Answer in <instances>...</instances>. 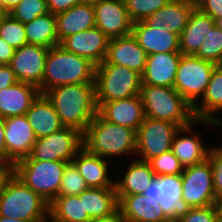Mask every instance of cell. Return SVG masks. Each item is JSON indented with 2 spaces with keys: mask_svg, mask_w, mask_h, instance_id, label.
I'll return each mask as SVG.
<instances>
[{
  "mask_svg": "<svg viewBox=\"0 0 222 222\" xmlns=\"http://www.w3.org/2000/svg\"><path fill=\"white\" fill-rule=\"evenodd\" d=\"M170 0H124L128 16L134 23L164 7Z\"/></svg>",
  "mask_w": 222,
  "mask_h": 222,
  "instance_id": "74e56055",
  "label": "cell"
},
{
  "mask_svg": "<svg viewBox=\"0 0 222 222\" xmlns=\"http://www.w3.org/2000/svg\"><path fill=\"white\" fill-rule=\"evenodd\" d=\"M89 188H115V182L108 176V161L89 153L84 147L71 161Z\"/></svg>",
  "mask_w": 222,
  "mask_h": 222,
  "instance_id": "d4e9b609",
  "label": "cell"
},
{
  "mask_svg": "<svg viewBox=\"0 0 222 222\" xmlns=\"http://www.w3.org/2000/svg\"><path fill=\"white\" fill-rule=\"evenodd\" d=\"M125 171L121 181L115 182L117 196L143 194L156 178L150 164L137 158Z\"/></svg>",
  "mask_w": 222,
  "mask_h": 222,
  "instance_id": "83f0119b",
  "label": "cell"
},
{
  "mask_svg": "<svg viewBox=\"0 0 222 222\" xmlns=\"http://www.w3.org/2000/svg\"><path fill=\"white\" fill-rule=\"evenodd\" d=\"M12 174H13L12 168L0 165V197L2 195L6 182L8 181V179Z\"/></svg>",
  "mask_w": 222,
  "mask_h": 222,
  "instance_id": "7dc6e473",
  "label": "cell"
},
{
  "mask_svg": "<svg viewBox=\"0 0 222 222\" xmlns=\"http://www.w3.org/2000/svg\"><path fill=\"white\" fill-rule=\"evenodd\" d=\"M139 95L146 117L168 121L179 127L187 126L193 122L219 125L209 120H196L193 106L174 88L141 84Z\"/></svg>",
  "mask_w": 222,
  "mask_h": 222,
  "instance_id": "3957f363",
  "label": "cell"
},
{
  "mask_svg": "<svg viewBox=\"0 0 222 222\" xmlns=\"http://www.w3.org/2000/svg\"><path fill=\"white\" fill-rule=\"evenodd\" d=\"M88 185L80 175L76 166L70 162L65 166L58 196L79 195L88 189Z\"/></svg>",
  "mask_w": 222,
  "mask_h": 222,
  "instance_id": "8d00e7d4",
  "label": "cell"
},
{
  "mask_svg": "<svg viewBox=\"0 0 222 222\" xmlns=\"http://www.w3.org/2000/svg\"><path fill=\"white\" fill-rule=\"evenodd\" d=\"M84 212L91 220L111 215L118 209L116 188H88L79 194Z\"/></svg>",
  "mask_w": 222,
  "mask_h": 222,
  "instance_id": "4dcf8cb0",
  "label": "cell"
},
{
  "mask_svg": "<svg viewBox=\"0 0 222 222\" xmlns=\"http://www.w3.org/2000/svg\"><path fill=\"white\" fill-rule=\"evenodd\" d=\"M193 124L194 122L187 126L180 127L172 140L171 150L184 168L203 163L208 159L210 151V148L208 149L203 146L199 135L179 137V134L182 133L192 134L191 127Z\"/></svg>",
  "mask_w": 222,
  "mask_h": 222,
  "instance_id": "4316f807",
  "label": "cell"
},
{
  "mask_svg": "<svg viewBox=\"0 0 222 222\" xmlns=\"http://www.w3.org/2000/svg\"><path fill=\"white\" fill-rule=\"evenodd\" d=\"M14 71L8 64H0V90L17 83Z\"/></svg>",
  "mask_w": 222,
  "mask_h": 222,
  "instance_id": "f6af8a7d",
  "label": "cell"
},
{
  "mask_svg": "<svg viewBox=\"0 0 222 222\" xmlns=\"http://www.w3.org/2000/svg\"><path fill=\"white\" fill-rule=\"evenodd\" d=\"M49 220H45V222H55L53 219H51L50 217L48 218Z\"/></svg>",
  "mask_w": 222,
  "mask_h": 222,
  "instance_id": "9f6ffc18",
  "label": "cell"
},
{
  "mask_svg": "<svg viewBox=\"0 0 222 222\" xmlns=\"http://www.w3.org/2000/svg\"><path fill=\"white\" fill-rule=\"evenodd\" d=\"M143 195L156 200L165 215L174 222L182 211V177L181 175L157 176Z\"/></svg>",
  "mask_w": 222,
  "mask_h": 222,
  "instance_id": "5bb4252c",
  "label": "cell"
},
{
  "mask_svg": "<svg viewBox=\"0 0 222 222\" xmlns=\"http://www.w3.org/2000/svg\"><path fill=\"white\" fill-rule=\"evenodd\" d=\"M95 68L96 65L89 59L56 45L49 48L43 80L38 89L45 94L60 85L95 83Z\"/></svg>",
  "mask_w": 222,
  "mask_h": 222,
  "instance_id": "7a4b0ae2",
  "label": "cell"
},
{
  "mask_svg": "<svg viewBox=\"0 0 222 222\" xmlns=\"http://www.w3.org/2000/svg\"><path fill=\"white\" fill-rule=\"evenodd\" d=\"M22 0H0V7L8 13L15 6H17Z\"/></svg>",
  "mask_w": 222,
  "mask_h": 222,
  "instance_id": "681fc988",
  "label": "cell"
},
{
  "mask_svg": "<svg viewBox=\"0 0 222 222\" xmlns=\"http://www.w3.org/2000/svg\"><path fill=\"white\" fill-rule=\"evenodd\" d=\"M0 222H27V221H22V220H18V219H12V218H7L4 216H0Z\"/></svg>",
  "mask_w": 222,
  "mask_h": 222,
  "instance_id": "816d5d0a",
  "label": "cell"
},
{
  "mask_svg": "<svg viewBox=\"0 0 222 222\" xmlns=\"http://www.w3.org/2000/svg\"><path fill=\"white\" fill-rule=\"evenodd\" d=\"M105 0H82L83 3H88L89 5H96Z\"/></svg>",
  "mask_w": 222,
  "mask_h": 222,
  "instance_id": "f5cc1de1",
  "label": "cell"
},
{
  "mask_svg": "<svg viewBox=\"0 0 222 222\" xmlns=\"http://www.w3.org/2000/svg\"><path fill=\"white\" fill-rule=\"evenodd\" d=\"M214 24H215L216 27H218L219 29L222 30V17H219V18L215 19Z\"/></svg>",
  "mask_w": 222,
  "mask_h": 222,
  "instance_id": "db71d44e",
  "label": "cell"
},
{
  "mask_svg": "<svg viewBox=\"0 0 222 222\" xmlns=\"http://www.w3.org/2000/svg\"><path fill=\"white\" fill-rule=\"evenodd\" d=\"M49 206L47 201L12 174L0 197V216L45 222L49 218Z\"/></svg>",
  "mask_w": 222,
  "mask_h": 222,
  "instance_id": "5b68a950",
  "label": "cell"
},
{
  "mask_svg": "<svg viewBox=\"0 0 222 222\" xmlns=\"http://www.w3.org/2000/svg\"><path fill=\"white\" fill-rule=\"evenodd\" d=\"M174 222H219L216 205L182 209Z\"/></svg>",
  "mask_w": 222,
  "mask_h": 222,
  "instance_id": "ab89813d",
  "label": "cell"
},
{
  "mask_svg": "<svg viewBox=\"0 0 222 222\" xmlns=\"http://www.w3.org/2000/svg\"><path fill=\"white\" fill-rule=\"evenodd\" d=\"M98 113L108 122L138 130L145 119L140 95L109 102H96Z\"/></svg>",
  "mask_w": 222,
  "mask_h": 222,
  "instance_id": "2e32d148",
  "label": "cell"
},
{
  "mask_svg": "<svg viewBox=\"0 0 222 222\" xmlns=\"http://www.w3.org/2000/svg\"><path fill=\"white\" fill-rule=\"evenodd\" d=\"M195 8V3L188 0H170L164 7L149 15L144 21L154 29L164 27L168 32L180 37Z\"/></svg>",
  "mask_w": 222,
  "mask_h": 222,
  "instance_id": "ffe728a7",
  "label": "cell"
},
{
  "mask_svg": "<svg viewBox=\"0 0 222 222\" xmlns=\"http://www.w3.org/2000/svg\"><path fill=\"white\" fill-rule=\"evenodd\" d=\"M27 43L51 48L59 45L56 16L52 13L41 15L24 24Z\"/></svg>",
  "mask_w": 222,
  "mask_h": 222,
  "instance_id": "1f68e13d",
  "label": "cell"
},
{
  "mask_svg": "<svg viewBox=\"0 0 222 222\" xmlns=\"http://www.w3.org/2000/svg\"><path fill=\"white\" fill-rule=\"evenodd\" d=\"M6 118L0 116V165L9 168L14 167L15 161L7 154L6 143L4 139Z\"/></svg>",
  "mask_w": 222,
  "mask_h": 222,
  "instance_id": "7bdbcfd3",
  "label": "cell"
},
{
  "mask_svg": "<svg viewBox=\"0 0 222 222\" xmlns=\"http://www.w3.org/2000/svg\"><path fill=\"white\" fill-rule=\"evenodd\" d=\"M109 40L99 28L93 27L64 38L59 45L97 66L105 60Z\"/></svg>",
  "mask_w": 222,
  "mask_h": 222,
  "instance_id": "9a60e30c",
  "label": "cell"
},
{
  "mask_svg": "<svg viewBox=\"0 0 222 222\" xmlns=\"http://www.w3.org/2000/svg\"><path fill=\"white\" fill-rule=\"evenodd\" d=\"M216 206L218 209L219 222H222V197L217 199Z\"/></svg>",
  "mask_w": 222,
  "mask_h": 222,
  "instance_id": "f907efd6",
  "label": "cell"
},
{
  "mask_svg": "<svg viewBox=\"0 0 222 222\" xmlns=\"http://www.w3.org/2000/svg\"><path fill=\"white\" fill-rule=\"evenodd\" d=\"M83 147L102 158L136 154L137 131L108 122L98 113L83 133Z\"/></svg>",
  "mask_w": 222,
  "mask_h": 222,
  "instance_id": "277c9868",
  "label": "cell"
},
{
  "mask_svg": "<svg viewBox=\"0 0 222 222\" xmlns=\"http://www.w3.org/2000/svg\"><path fill=\"white\" fill-rule=\"evenodd\" d=\"M6 15V12L0 7V22L1 19Z\"/></svg>",
  "mask_w": 222,
  "mask_h": 222,
  "instance_id": "11a10c76",
  "label": "cell"
},
{
  "mask_svg": "<svg viewBox=\"0 0 222 222\" xmlns=\"http://www.w3.org/2000/svg\"><path fill=\"white\" fill-rule=\"evenodd\" d=\"M214 26V20L209 15L195 8L179 37L180 52L184 55H195L207 32Z\"/></svg>",
  "mask_w": 222,
  "mask_h": 222,
  "instance_id": "f546056e",
  "label": "cell"
},
{
  "mask_svg": "<svg viewBox=\"0 0 222 222\" xmlns=\"http://www.w3.org/2000/svg\"><path fill=\"white\" fill-rule=\"evenodd\" d=\"M188 1L196 3L198 0H188Z\"/></svg>",
  "mask_w": 222,
  "mask_h": 222,
  "instance_id": "6f0895ef",
  "label": "cell"
},
{
  "mask_svg": "<svg viewBox=\"0 0 222 222\" xmlns=\"http://www.w3.org/2000/svg\"><path fill=\"white\" fill-rule=\"evenodd\" d=\"M202 102L193 106L194 117L196 120H209L222 125L220 118L215 116V112L222 111V65H216L213 69L211 79Z\"/></svg>",
  "mask_w": 222,
  "mask_h": 222,
  "instance_id": "f1b7e54d",
  "label": "cell"
},
{
  "mask_svg": "<svg viewBox=\"0 0 222 222\" xmlns=\"http://www.w3.org/2000/svg\"><path fill=\"white\" fill-rule=\"evenodd\" d=\"M181 56V52H160L147 55L145 69L141 75V84L174 88Z\"/></svg>",
  "mask_w": 222,
  "mask_h": 222,
  "instance_id": "ac0fdd59",
  "label": "cell"
},
{
  "mask_svg": "<svg viewBox=\"0 0 222 222\" xmlns=\"http://www.w3.org/2000/svg\"><path fill=\"white\" fill-rule=\"evenodd\" d=\"M182 177V209L216 205L213 188L211 163H203L184 168Z\"/></svg>",
  "mask_w": 222,
  "mask_h": 222,
  "instance_id": "30bf717a",
  "label": "cell"
},
{
  "mask_svg": "<svg viewBox=\"0 0 222 222\" xmlns=\"http://www.w3.org/2000/svg\"><path fill=\"white\" fill-rule=\"evenodd\" d=\"M148 163L156 177L164 175H181L184 170V167L181 165L172 150L153 157L148 161Z\"/></svg>",
  "mask_w": 222,
  "mask_h": 222,
  "instance_id": "f35d334b",
  "label": "cell"
},
{
  "mask_svg": "<svg viewBox=\"0 0 222 222\" xmlns=\"http://www.w3.org/2000/svg\"><path fill=\"white\" fill-rule=\"evenodd\" d=\"M216 64L195 55L182 54L178 64L174 89L194 106L205 93Z\"/></svg>",
  "mask_w": 222,
  "mask_h": 222,
  "instance_id": "ba28073f",
  "label": "cell"
},
{
  "mask_svg": "<svg viewBox=\"0 0 222 222\" xmlns=\"http://www.w3.org/2000/svg\"><path fill=\"white\" fill-rule=\"evenodd\" d=\"M195 56L222 65V30L214 26L207 32Z\"/></svg>",
  "mask_w": 222,
  "mask_h": 222,
  "instance_id": "836d02e7",
  "label": "cell"
},
{
  "mask_svg": "<svg viewBox=\"0 0 222 222\" xmlns=\"http://www.w3.org/2000/svg\"><path fill=\"white\" fill-rule=\"evenodd\" d=\"M195 6L200 12L209 15L213 20L222 17V0H198Z\"/></svg>",
  "mask_w": 222,
  "mask_h": 222,
  "instance_id": "b9f144b4",
  "label": "cell"
},
{
  "mask_svg": "<svg viewBox=\"0 0 222 222\" xmlns=\"http://www.w3.org/2000/svg\"><path fill=\"white\" fill-rule=\"evenodd\" d=\"M141 83V75L125 66L99 64L95 68L96 102H109L139 95Z\"/></svg>",
  "mask_w": 222,
  "mask_h": 222,
  "instance_id": "52a82bcc",
  "label": "cell"
},
{
  "mask_svg": "<svg viewBox=\"0 0 222 222\" xmlns=\"http://www.w3.org/2000/svg\"><path fill=\"white\" fill-rule=\"evenodd\" d=\"M95 27L110 40L132 34L130 20L124 0H105L94 5Z\"/></svg>",
  "mask_w": 222,
  "mask_h": 222,
  "instance_id": "4fadbf2b",
  "label": "cell"
},
{
  "mask_svg": "<svg viewBox=\"0 0 222 222\" xmlns=\"http://www.w3.org/2000/svg\"><path fill=\"white\" fill-rule=\"evenodd\" d=\"M180 127L168 121L145 117L137 130L136 155L140 160L148 162L172 149V140Z\"/></svg>",
  "mask_w": 222,
  "mask_h": 222,
  "instance_id": "8fae6325",
  "label": "cell"
},
{
  "mask_svg": "<svg viewBox=\"0 0 222 222\" xmlns=\"http://www.w3.org/2000/svg\"><path fill=\"white\" fill-rule=\"evenodd\" d=\"M79 3H82V0H47L48 10L54 15L64 12Z\"/></svg>",
  "mask_w": 222,
  "mask_h": 222,
  "instance_id": "ee69618b",
  "label": "cell"
},
{
  "mask_svg": "<svg viewBox=\"0 0 222 222\" xmlns=\"http://www.w3.org/2000/svg\"><path fill=\"white\" fill-rule=\"evenodd\" d=\"M45 95L52 102L64 127L84 133L98 114L95 83L60 85L48 90Z\"/></svg>",
  "mask_w": 222,
  "mask_h": 222,
  "instance_id": "6da1fadb",
  "label": "cell"
},
{
  "mask_svg": "<svg viewBox=\"0 0 222 222\" xmlns=\"http://www.w3.org/2000/svg\"><path fill=\"white\" fill-rule=\"evenodd\" d=\"M118 209L126 222H172L156 200L143 194L117 196Z\"/></svg>",
  "mask_w": 222,
  "mask_h": 222,
  "instance_id": "44dd1931",
  "label": "cell"
},
{
  "mask_svg": "<svg viewBox=\"0 0 222 222\" xmlns=\"http://www.w3.org/2000/svg\"><path fill=\"white\" fill-rule=\"evenodd\" d=\"M15 49L0 37V64H9Z\"/></svg>",
  "mask_w": 222,
  "mask_h": 222,
  "instance_id": "bcb514c9",
  "label": "cell"
},
{
  "mask_svg": "<svg viewBox=\"0 0 222 222\" xmlns=\"http://www.w3.org/2000/svg\"><path fill=\"white\" fill-rule=\"evenodd\" d=\"M48 51L47 47L30 44L15 49L8 65L14 71L17 81L38 87L43 80Z\"/></svg>",
  "mask_w": 222,
  "mask_h": 222,
  "instance_id": "7c38bea8",
  "label": "cell"
},
{
  "mask_svg": "<svg viewBox=\"0 0 222 222\" xmlns=\"http://www.w3.org/2000/svg\"><path fill=\"white\" fill-rule=\"evenodd\" d=\"M208 160L213 173V188L216 200L222 197V146L210 148Z\"/></svg>",
  "mask_w": 222,
  "mask_h": 222,
  "instance_id": "60d3db41",
  "label": "cell"
},
{
  "mask_svg": "<svg viewBox=\"0 0 222 222\" xmlns=\"http://www.w3.org/2000/svg\"><path fill=\"white\" fill-rule=\"evenodd\" d=\"M0 37L10 44L14 49L27 45L25 26L22 22L15 20L8 13L0 22Z\"/></svg>",
  "mask_w": 222,
  "mask_h": 222,
  "instance_id": "e575fe53",
  "label": "cell"
},
{
  "mask_svg": "<svg viewBox=\"0 0 222 222\" xmlns=\"http://www.w3.org/2000/svg\"><path fill=\"white\" fill-rule=\"evenodd\" d=\"M65 161H38L30 156L15 162L13 174L49 204L58 196Z\"/></svg>",
  "mask_w": 222,
  "mask_h": 222,
  "instance_id": "8992f818",
  "label": "cell"
},
{
  "mask_svg": "<svg viewBox=\"0 0 222 222\" xmlns=\"http://www.w3.org/2000/svg\"><path fill=\"white\" fill-rule=\"evenodd\" d=\"M47 13H49L47 0H22L8 12L12 18L23 24Z\"/></svg>",
  "mask_w": 222,
  "mask_h": 222,
  "instance_id": "d590c367",
  "label": "cell"
},
{
  "mask_svg": "<svg viewBox=\"0 0 222 222\" xmlns=\"http://www.w3.org/2000/svg\"><path fill=\"white\" fill-rule=\"evenodd\" d=\"M92 222H126V220L124 219V217L121 214L120 210L117 209L111 215L97 218L95 220H92Z\"/></svg>",
  "mask_w": 222,
  "mask_h": 222,
  "instance_id": "c3c4849f",
  "label": "cell"
},
{
  "mask_svg": "<svg viewBox=\"0 0 222 222\" xmlns=\"http://www.w3.org/2000/svg\"><path fill=\"white\" fill-rule=\"evenodd\" d=\"M55 16L59 44L70 35L95 27L94 6L88 3L76 4Z\"/></svg>",
  "mask_w": 222,
  "mask_h": 222,
  "instance_id": "484cf974",
  "label": "cell"
},
{
  "mask_svg": "<svg viewBox=\"0 0 222 222\" xmlns=\"http://www.w3.org/2000/svg\"><path fill=\"white\" fill-rule=\"evenodd\" d=\"M147 54L133 34L111 39L104 62L125 66L140 75L144 72Z\"/></svg>",
  "mask_w": 222,
  "mask_h": 222,
  "instance_id": "e0dca14e",
  "label": "cell"
},
{
  "mask_svg": "<svg viewBox=\"0 0 222 222\" xmlns=\"http://www.w3.org/2000/svg\"><path fill=\"white\" fill-rule=\"evenodd\" d=\"M83 148V133L64 127L45 137L36 138L30 157L38 161H65L70 163Z\"/></svg>",
  "mask_w": 222,
  "mask_h": 222,
  "instance_id": "9c48e42d",
  "label": "cell"
},
{
  "mask_svg": "<svg viewBox=\"0 0 222 222\" xmlns=\"http://www.w3.org/2000/svg\"><path fill=\"white\" fill-rule=\"evenodd\" d=\"M4 139L7 154L15 162L29 156L36 141L25 115L6 118Z\"/></svg>",
  "mask_w": 222,
  "mask_h": 222,
  "instance_id": "d6986e66",
  "label": "cell"
},
{
  "mask_svg": "<svg viewBox=\"0 0 222 222\" xmlns=\"http://www.w3.org/2000/svg\"><path fill=\"white\" fill-rule=\"evenodd\" d=\"M25 116L36 138L48 136L64 128L56 109L45 94L38 95Z\"/></svg>",
  "mask_w": 222,
  "mask_h": 222,
  "instance_id": "cb8c5ba5",
  "label": "cell"
},
{
  "mask_svg": "<svg viewBox=\"0 0 222 222\" xmlns=\"http://www.w3.org/2000/svg\"><path fill=\"white\" fill-rule=\"evenodd\" d=\"M49 217L55 222H92L79 195L57 196L50 203Z\"/></svg>",
  "mask_w": 222,
  "mask_h": 222,
  "instance_id": "d6a6232c",
  "label": "cell"
},
{
  "mask_svg": "<svg viewBox=\"0 0 222 222\" xmlns=\"http://www.w3.org/2000/svg\"><path fill=\"white\" fill-rule=\"evenodd\" d=\"M40 91L37 86L27 82H17L0 90V116L26 115Z\"/></svg>",
  "mask_w": 222,
  "mask_h": 222,
  "instance_id": "603a6c76",
  "label": "cell"
},
{
  "mask_svg": "<svg viewBox=\"0 0 222 222\" xmlns=\"http://www.w3.org/2000/svg\"><path fill=\"white\" fill-rule=\"evenodd\" d=\"M132 34L147 55L180 52L179 36L166 28H152L144 20L134 22Z\"/></svg>",
  "mask_w": 222,
  "mask_h": 222,
  "instance_id": "7402d4cb",
  "label": "cell"
}]
</instances>
